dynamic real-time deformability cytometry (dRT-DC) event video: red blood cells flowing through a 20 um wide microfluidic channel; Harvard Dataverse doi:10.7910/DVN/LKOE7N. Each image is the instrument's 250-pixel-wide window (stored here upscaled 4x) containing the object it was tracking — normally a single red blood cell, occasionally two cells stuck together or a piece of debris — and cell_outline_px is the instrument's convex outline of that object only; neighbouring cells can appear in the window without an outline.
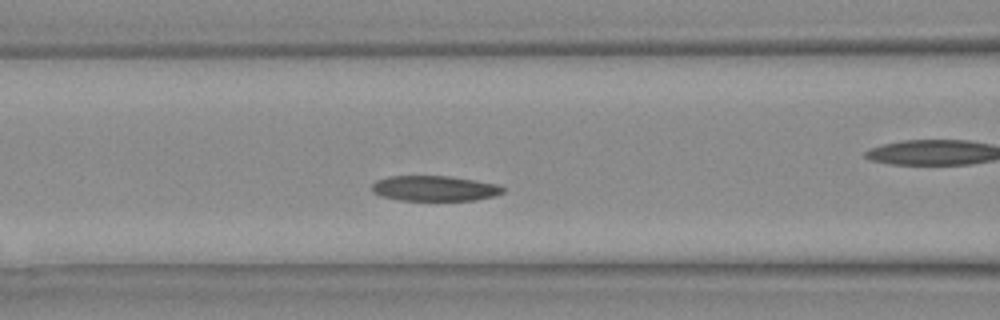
{"species": "Egyptian fruit bat (a non-hibernating species)", "species_latin": "Rousettus aegyptiacus", "temperature_condition": "warm", "stored_images_in_passage": 16, "camera_frame_rate_fps": 3000, "um_per_image_px": 0.085, "animal": {"sex": "female"}, "frame": {"image": 1, "passage_image": 7, "time_ms": 2.0, "image_size_px": [1000, 320], "cell_outline_px": [[508, 188], [504, 192], [492, 196], [476, 200], [400, 200], [380, 196], [372, 192], [372, 184], [376, 180], [388, 176], [448, 176], [496, 184]], "centroid_in_image_um": [36.91, 16.01], "position_along_channel_um": 129.7, "area_um2": 19.31}}